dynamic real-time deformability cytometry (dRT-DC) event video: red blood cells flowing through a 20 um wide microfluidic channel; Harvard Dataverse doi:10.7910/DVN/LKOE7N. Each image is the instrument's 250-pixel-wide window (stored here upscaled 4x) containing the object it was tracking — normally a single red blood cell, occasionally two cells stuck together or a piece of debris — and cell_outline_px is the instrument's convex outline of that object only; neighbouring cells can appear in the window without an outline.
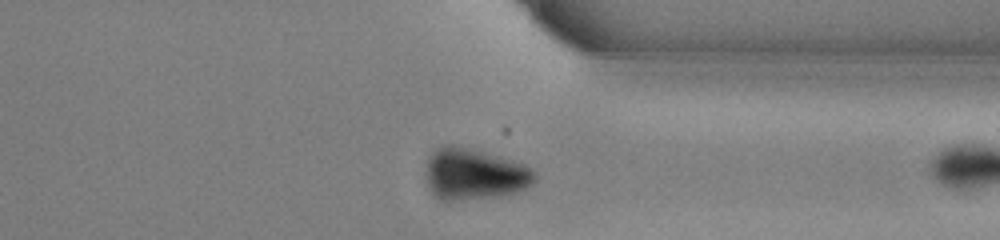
{"species": "common noctule bat (a hibernating species)", "species_latin": "Nyctalus noctula", "temperature_condition": "warm", "stored_images_in_passage": 31, "camera_frame_rate_fps": 3000, "um_per_image_px": 0.085, "animal": {"sex": "male", "body_mass_g": 13.0, "forearm_length_mm": 53.1}, "frame": {"image": 1, "passage_image": 29, "time_ms": 9.333, "image_size_px": [1000, 240], "cell_outline_px": [[536, 180], [528, 188], [516, 192], [500, 196], [456, 200], [440, 200], [428, 188], [424, 176], [424, 164], [428, 156], [436, 148], [444, 144], [456, 144], [524, 164], [536, 172]], "centroid_in_image_um": [40.25, 14.79], "position_along_channel_um": 371.1, "area_um2": 33.12}}